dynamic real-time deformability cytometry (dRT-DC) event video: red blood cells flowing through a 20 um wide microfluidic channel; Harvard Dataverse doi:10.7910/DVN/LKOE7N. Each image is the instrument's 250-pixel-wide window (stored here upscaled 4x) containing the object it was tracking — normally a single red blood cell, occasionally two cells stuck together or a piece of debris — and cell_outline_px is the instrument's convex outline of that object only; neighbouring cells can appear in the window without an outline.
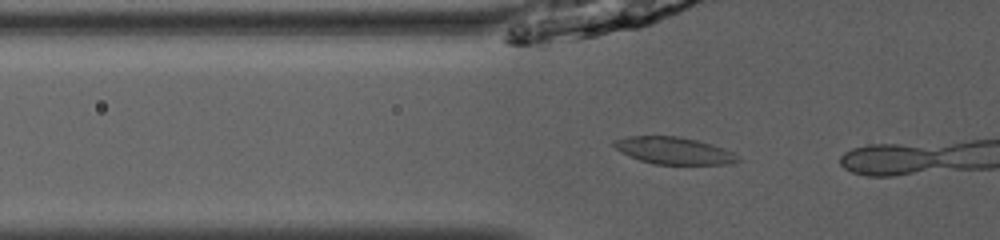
{"species": "common noctule bat (a hibernating species)", "species_latin": "Nyctalus noctula", "temperature_condition": "room temperature", "stored_images_in_passage": 16, "camera_frame_rate_fps": 3000, "um_per_image_px": 0.085, "animal": {"sex": "male", "body_mass_g": 13.0, "forearm_length_mm": 53.1}, "frame": {"image": 1, "passage_image": 14, "time_ms": 4.333, "image_size_px": [1000, 240], "cell_outline_px": [[740, 160], [724, 164], [656, 164], [640, 160], [616, 148], [612, 144], [612, 140], [628, 136], [680, 136], [712, 144], [724, 148], [740, 156]], "centroid_in_image_um": [57.29, 12.79], "position_along_channel_um": 68.5, "area_um2": 19.31}}